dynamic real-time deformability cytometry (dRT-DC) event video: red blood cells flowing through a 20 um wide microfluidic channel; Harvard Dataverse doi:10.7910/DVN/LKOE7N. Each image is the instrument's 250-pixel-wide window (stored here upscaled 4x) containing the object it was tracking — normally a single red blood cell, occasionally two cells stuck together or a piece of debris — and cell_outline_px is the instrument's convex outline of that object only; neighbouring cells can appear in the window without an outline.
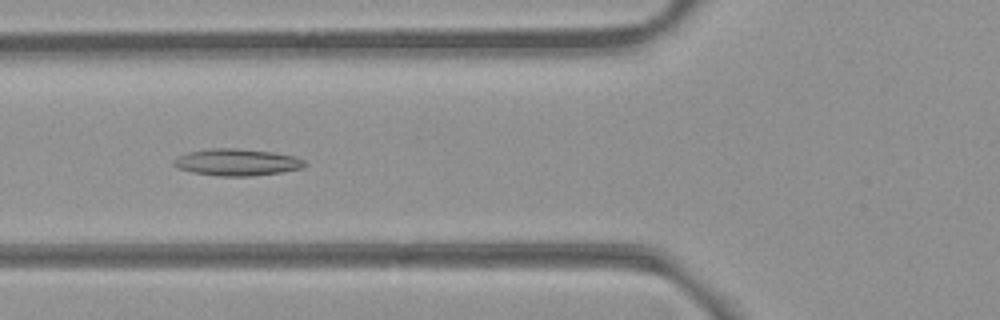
{"species": "common noctule bat (a hibernating species)", "species_latin": "Nyctalus noctula", "temperature_condition": "room temperature", "stored_images_in_passage": 8, "camera_frame_rate_fps": 3000, "um_per_image_px": 0.085, "animal": {"sex": "female", "body_mass_g": 21.9}, "frame": {"image": 1, "passage_image": 6, "time_ms": 1.667, "image_size_px": [1000, 320], "cell_outline_px": [[308, 164], [304, 168], [280, 172], [252, 176], [220, 176], [192, 172], [176, 168], [172, 164], [172, 160], [176, 156], [188, 152], [212, 148], [236, 148], [272, 152], [296, 156], [304, 160]], "centroid_in_image_um": [20.12, 13.79], "position_along_channel_um": 105.7, "area_um2": 20.69}}